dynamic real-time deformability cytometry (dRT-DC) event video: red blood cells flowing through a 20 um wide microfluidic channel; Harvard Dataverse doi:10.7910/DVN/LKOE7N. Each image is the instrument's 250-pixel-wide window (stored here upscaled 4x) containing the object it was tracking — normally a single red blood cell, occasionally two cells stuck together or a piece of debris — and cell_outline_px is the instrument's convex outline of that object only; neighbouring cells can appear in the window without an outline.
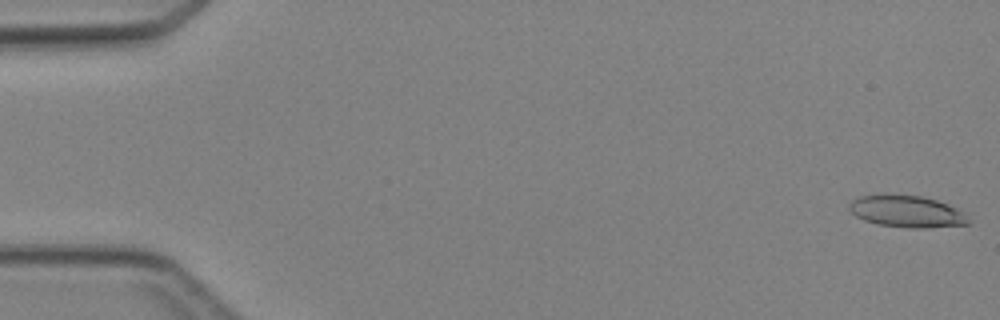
{"species": "Egyptian fruit bat (a non-hibernating species)", "species_latin": "Rousettus aegyptiacus", "temperature_condition": "cold", "stored_images_in_passage": 4, "camera_frame_rate_fps": 3000, "um_per_image_px": 0.085, "animal": {"sex": "female"}, "frame": {"image": 1, "passage_image": 1, "time_ms": 0.0, "image_size_px": [1000, 320], "cell_outline_px": [[968, 224], [928, 228], [908, 228], [880, 224], [864, 220], [856, 216], [848, 208], [848, 204], [852, 200], [860, 196], [884, 192], [920, 196], [936, 200], [948, 204], [964, 212], [968, 220]], "centroid_in_image_um": [77.03, 17.94], "position_along_channel_um": 8.0, "area_um2": 22.43}}